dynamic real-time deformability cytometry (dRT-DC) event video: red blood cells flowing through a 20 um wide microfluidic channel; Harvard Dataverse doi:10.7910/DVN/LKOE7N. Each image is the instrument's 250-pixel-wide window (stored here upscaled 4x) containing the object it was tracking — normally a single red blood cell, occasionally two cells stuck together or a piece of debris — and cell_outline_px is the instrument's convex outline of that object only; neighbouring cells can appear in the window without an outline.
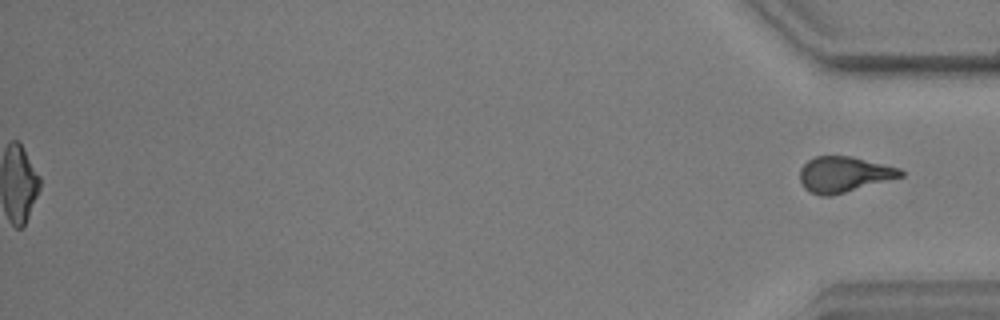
{"species": "common noctule bat (a hibernating species)", "species_latin": "Nyctalus noctula", "temperature_condition": "warm", "stored_images_in_passage": 49, "segment_of_instrument_passage": [2, 2], "camera_frame_rate_fps": 3000, "um_per_image_px": 0.085, "animal": {"sex": "male", "body_mass_g": 17.9, "forearm_length_mm": 54.2}, "frame": {"image": 1, "passage_image": 49, "time_ms": 16.0, "image_size_px": [1000, 320], "cell_outline_px": [[904, 176], [832, 196], [820, 196], [804, 188], [800, 180], [800, 168], [808, 160], [816, 156], [852, 156], [900, 168], [904, 172]], "centroid_in_image_um": [71.74, 14.82], "position_along_channel_um": 363.5, "area_um2": 20.98}}